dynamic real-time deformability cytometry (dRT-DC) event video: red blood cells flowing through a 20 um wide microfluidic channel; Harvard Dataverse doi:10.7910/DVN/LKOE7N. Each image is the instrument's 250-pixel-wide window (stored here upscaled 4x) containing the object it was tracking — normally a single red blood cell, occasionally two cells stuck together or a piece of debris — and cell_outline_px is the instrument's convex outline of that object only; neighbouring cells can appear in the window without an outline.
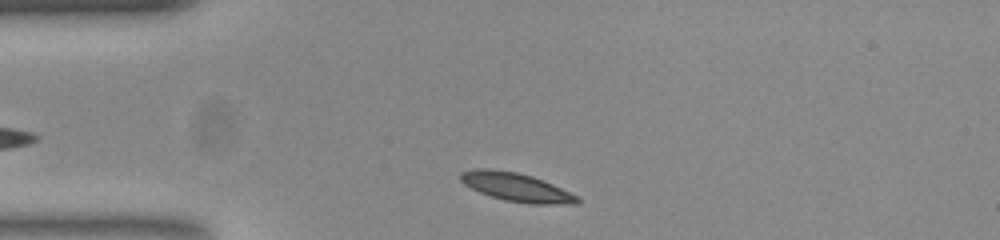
{"species": "common noctule bat (a hibernating species)", "species_latin": "Nyctalus noctula", "temperature_condition": "room temperature", "stored_images_in_passage": 31, "camera_frame_rate_fps": 3000, "um_per_image_px": 0.085, "animal": {"sex": "female", "body_mass_g": 23.0, "forearm_length_mm": 53.4}, "frame": {"image": 1, "passage_image": 2, "time_ms": 0.333, "image_size_px": [1000, 240], "cell_outline_px": [[580, 200], [576, 204], [528, 204], [504, 200], [480, 192], [464, 184], [460, 180], [460, 172], [476, 168], [488, 168], [516, 172], [532, 176], [552, 184], [576, 196]], "centroid_in_image_um": [43.85, 15.9], "position_along_channel_um": 41.2, "area_um2": 19.19}}
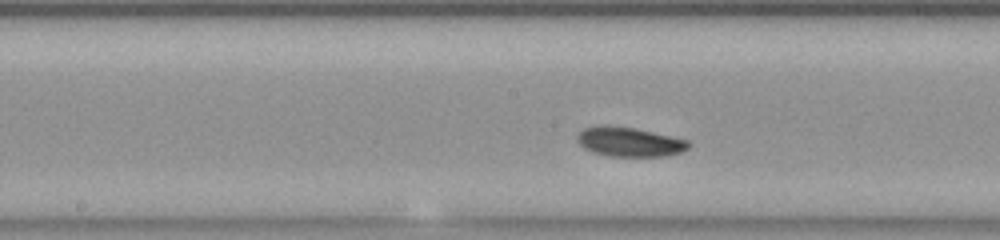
{"frame": {"image": 2, "passage_image": 16, "time_ms": 5.0, "image_size_px": [1000, 240], "cell_outline_px": [[692, 144], [688, 148], [680, 152], [668, 156], [612, 156], [592, 152], [584, 148], [576, 140], [576, 136], [584, 128], [604, 124], [632, 128], [652, 132], [688, 140]], "centroid_in_image_um": [53.49, 12.06], "position_along_channel_um": 194.7, "area_um2": 19.02}}
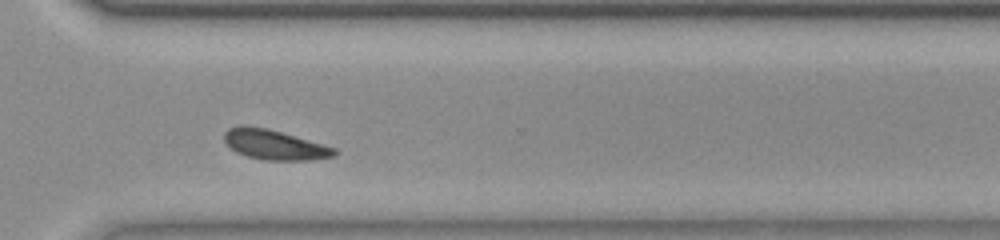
{"frame": {"image": 3, "passage_image": 28, "time_ms": 9.0, "image_size_px": [1000, 240], "cell_outline_px": [[336, 156], [312, 160], [264, 160], [248, 156], [236, 152], [224, 140], [224, 132], [228, 128], [244, 124], [268, 128], [336, 148]], "centroid_in_image_um": [23.32, 12.29], "position_along_channel_um": 347.3, "area_um2": 19.19}, "authors_computed_cell_mechanics": {"area_um2": 19.0162, "velocity_mm_per_s": 3.8111, "shape_relaxation_time_tau1_ms": 1.6405, "shape_relaxation_time_tau2_ms": null, "deformation_change_tau1": 0.0806, "deformation_change_tau2": null}}